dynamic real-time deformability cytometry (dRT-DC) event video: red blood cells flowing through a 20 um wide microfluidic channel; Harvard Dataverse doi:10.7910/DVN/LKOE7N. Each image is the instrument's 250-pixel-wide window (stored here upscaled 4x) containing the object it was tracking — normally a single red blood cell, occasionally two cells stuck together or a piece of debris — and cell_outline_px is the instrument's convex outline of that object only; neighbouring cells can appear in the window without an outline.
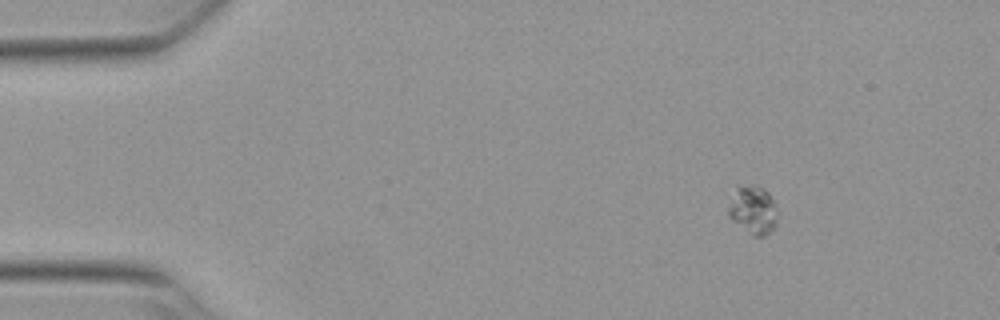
{"species": "Egyptian fruit bat (a non-hibernating species)", "species_latin": "Rousettus aegyptiacus", "temperature_condition": "warm", "stored_images_in_passage": 11, "camera_frame_rate_fps": 3000, "um_per_image_px": 0.085, "animal": {"sex": "female"}, "frame": {"image": 1, "passage_image": 11, "time_ms": 3.333, "image_size_px": [1000, 320], "cell_outline_px": [[776, 228], [764, 236], [752, 236], [732, 220], [728, 216], [728, 208], [736, 188], [756, 184], [764, 188], [768, 192], [776, 204]], "centroid_in_image_um": [64.04, 17.87], "position_along_channel_um": 21.0, "area_um2": 13.81}}